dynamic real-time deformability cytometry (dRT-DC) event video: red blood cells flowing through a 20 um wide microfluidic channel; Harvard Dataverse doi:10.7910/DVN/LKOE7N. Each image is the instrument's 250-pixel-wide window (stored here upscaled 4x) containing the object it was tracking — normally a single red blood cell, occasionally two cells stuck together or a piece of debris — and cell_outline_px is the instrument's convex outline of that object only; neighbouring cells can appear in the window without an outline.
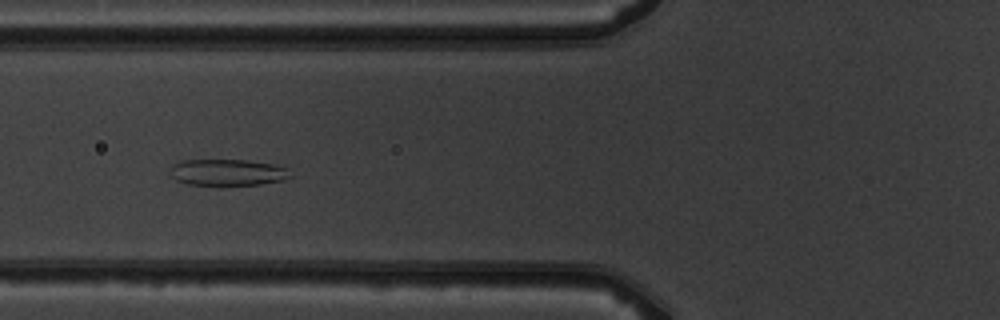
{"species": "common noctule bat (a hibernating species)", "species_latin": "Nyctalus noctula", "temperature_condition": "warm", "stored_images_in_passage": 9, "camera_frame_rate_fps": 3000, "um_per_image_px": 0.085, "animal": {"sex": "male", "body_mass_g": 19.5, "forearm_length_mm": 54.6}, "frame": {"image": 1, "passage_image": 6, "time_ms": 5.667, "image_size_px": [1000, 320], "cell_outline_px": [[292, 176], [284, 180], [260, 184], [220, 188], [188, 184], [176, 180], [172, 176], [172, 164], [180, 160], [248, 160], [272, 164], [288, 168]], "centroid_in_image_um": [19.35, 14.69], "position_along_channel_um": 106.4, "area_um2": 19.31}}
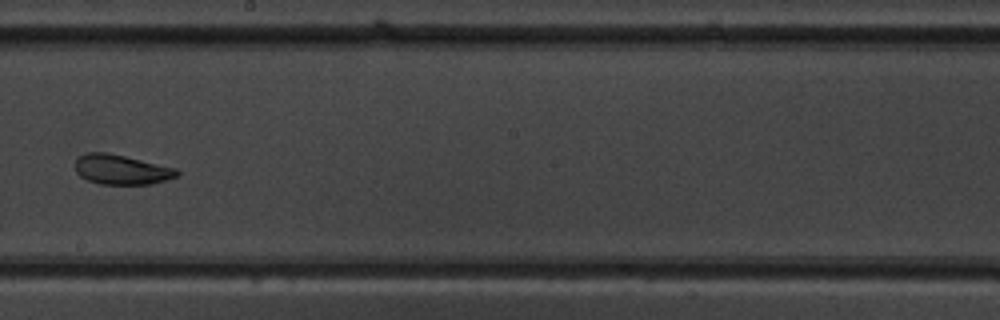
{"frame": {"image": 2, "passage_image": 9, "time_ms": 9.0, "image_size_px": [1000, 320], "cell_outline_px": [[180, 172], [176, 176], [152, 184], [100, 184], [88, 180], [80, 176], [76, 172], [76, 156], [88, 152], [108, 152], [176, 168]], "centroid_in_image_um": [10.29, 14.4], "position_along_channel_um": 237.9, "area_um2": 17.63}}